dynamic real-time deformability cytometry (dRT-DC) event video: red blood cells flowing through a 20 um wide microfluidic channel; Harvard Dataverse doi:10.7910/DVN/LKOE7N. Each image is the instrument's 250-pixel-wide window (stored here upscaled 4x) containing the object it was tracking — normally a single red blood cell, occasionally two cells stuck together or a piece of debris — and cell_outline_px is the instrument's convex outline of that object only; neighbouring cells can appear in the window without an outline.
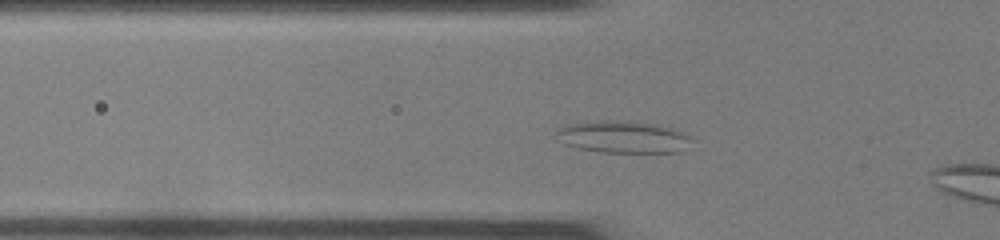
{"species": "common noctule bat (a hibernating species)", "species_latin": "Nyctalus noctula", "temperature_condition": "room temperature", "stored_images_in_passage": 41, "camera_frame_rate_fps": 3000, "um_per_image_px": 0.085, "animal": {"sex": "female", "body_mass_g": 22.0, "forearm_length_mm": 56.7}, "frame": {"image": 1, "passage_image": 8, "time_ms": 2.333, "image_size_px": [1000, 240], "cell_outline_px": [[692, 140], [680, 152], [600, 152], [580, 148], [564, 144], [556, 132], [556, 128], [568, 124], [604, 120], [628, 120], [660, 124], [672, 128], [688, 136]], "centroid_in_image_um": [52.95, 11.62], "position_along_channel_um": 72.8, "area_um2": 25.2}}
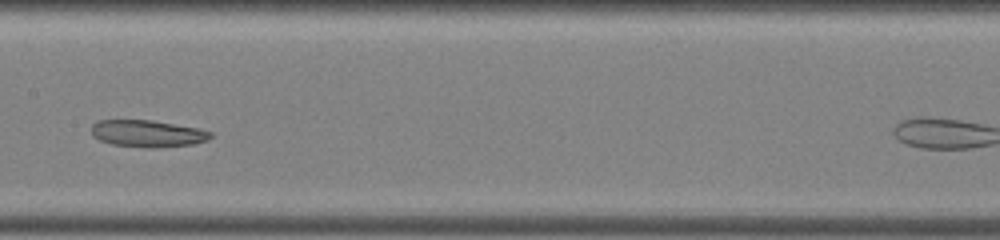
{"frame": {"image": 2, "passage_image": 17, "time_ms": 5.333, "image_size_px": [1000, 240], "cell_outline_px": [[212, 136], [208, 140], [192, 144], [148, 148], [112, 144], [100, 140], [92, 136], [92, 124], [96, 120], [152, 120], [200, 128], [212, 132]], "centroid_in_image_um": [12.54, 11.34], "position_along_channel_um": 194.9, "area_um2": 18.73}}
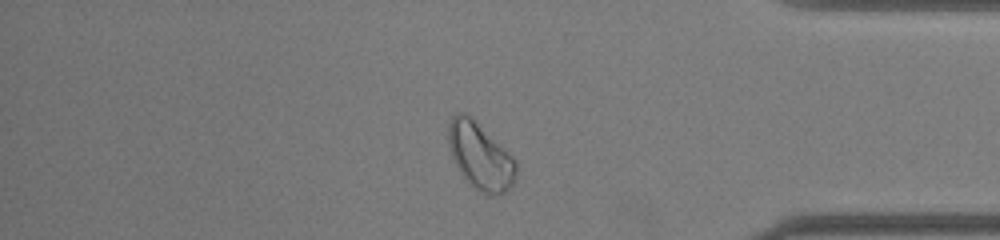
{"frame": {"image": 3, "passage_image": 33, "time_ms": 10.667, "image_size_px": [1000, 240], "cell_outline_px": [[516, 176], [512, 184], [504, 192], [492, 196], [488, 196], [472, 188], [468, 184], [456, 164], [448, 148], [448, 124], [452, 116], [456, 112], [464, 112], [508, 152], [516, 160]], "centroid_in_image_um": [40.79, 13.31], "position_along_channel_um": 394.4, "area_um2": 26.01}, "authors_computed_cell_mechanics": {"area_um2": 21.675, "velocity_mm_per_s": 4.0814, "shape_relaxation_time_tau1_ms": null, "shape_relaxation_time_tau2_ms": 5.7243, "deformation_change_tau1": null, "deformation_change_tau2": 0.1788}}